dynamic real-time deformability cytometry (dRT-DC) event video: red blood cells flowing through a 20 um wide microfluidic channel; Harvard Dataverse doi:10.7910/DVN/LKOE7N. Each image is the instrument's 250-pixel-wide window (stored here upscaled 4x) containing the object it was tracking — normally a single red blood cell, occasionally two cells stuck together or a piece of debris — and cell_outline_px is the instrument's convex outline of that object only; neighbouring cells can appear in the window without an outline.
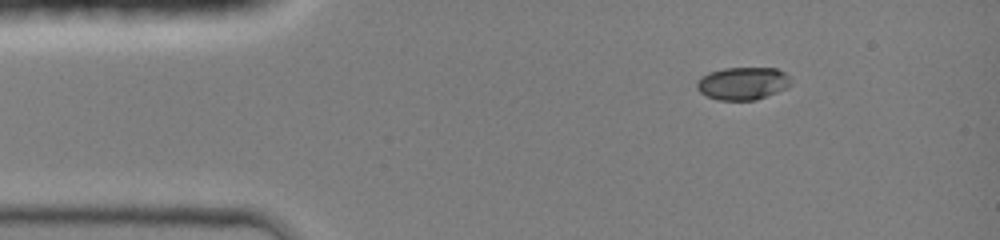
{"species": "common noctule bat (a hibernating species)", "species_latin": "Nyctalus noctula", "temperature_condition": "room temperature", "stored_images_in_passage": 10, "camera_frame_rate_fps": 3000, "um_per_image_px": 0.085, "animal": {"sex": "female", "body_mass_g": 19.0, "forearm_length_mm": 51.5}, "frame": {"image": 1, "passage_image": 1, "time_ms": 0.0, "image_size_px": [1000, 240], "cell_outline_px": [[788, 84], [784, 88], [776, 92], [756, 100], [720, 100], [708, 96], [700, 92], [696, 88], [696, 80], [700, 76], [708, 72], [724, 68], [776, 68], [784, 72], [788, 76]], "centroid_in_image_um": [63.05, 7.08], "position_along_channel_um": 21.9, "area_um2": 17.74}}
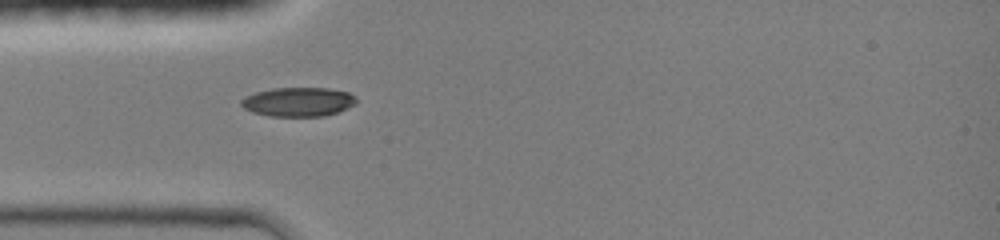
{"frame": {"image": 2, "passage_image": 9, "time_ms": 2.333, "image_size_px": [1000, 240], "cell_outline_px": [[356, 104], [336, 112], [324, 116], [268, 116], [252, 112], [244, 108], [240, 104], [240, 100], [256, 92], [272, 88], [328, 88], [348, 92], [356, 96]], "centroid_in_image_um": [25.35, 8.66], "position_along_channel_um": 59.7, "area_um2": 19.48}}